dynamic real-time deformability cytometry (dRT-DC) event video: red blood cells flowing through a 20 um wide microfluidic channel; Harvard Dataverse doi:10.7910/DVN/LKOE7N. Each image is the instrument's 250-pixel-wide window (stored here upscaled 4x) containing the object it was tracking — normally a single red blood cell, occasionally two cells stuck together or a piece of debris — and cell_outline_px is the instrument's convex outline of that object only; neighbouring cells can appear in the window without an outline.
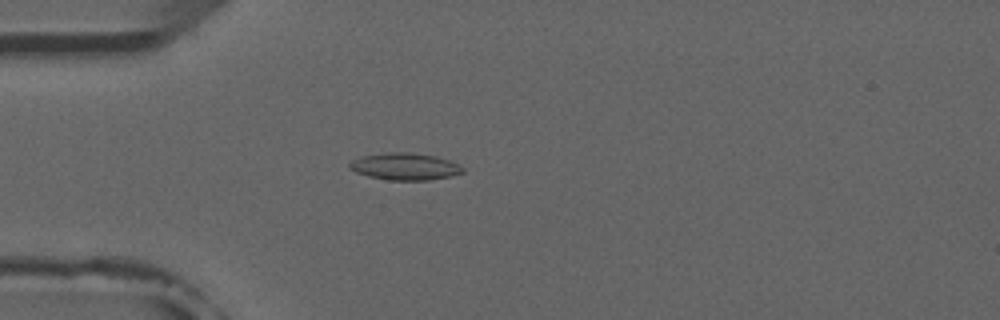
{"species": "common noctule bat (a hibernating species)", "species_latin": "Nyctalus noctula", "temperature_condition": "room temperature", "stored_images_in_passage": 6, "camera_frame_rate_fps": 3000, "um_per_image_px": 0.085, "animal": {"sex": "male", "forearm_length_mm": 52.5}, "frame": {"image": 1, "passage_image": 5, "time_ms": 4.667, "image_size_px": [1000, 320], "cell_outline_px": [[464, 172], [452, 176], [428, 180], [388, 180], [368, 176], [356, 172], [348, 168], [348, 164], [352, 160], [360, 156], [388, 152], [412, 152], [436, 156], [448, 160], [464, 168]], "centroid_in_image_um": [34.39, 14.15], "position_along_channel_um": 50.6, "area_um2": 17.92}}